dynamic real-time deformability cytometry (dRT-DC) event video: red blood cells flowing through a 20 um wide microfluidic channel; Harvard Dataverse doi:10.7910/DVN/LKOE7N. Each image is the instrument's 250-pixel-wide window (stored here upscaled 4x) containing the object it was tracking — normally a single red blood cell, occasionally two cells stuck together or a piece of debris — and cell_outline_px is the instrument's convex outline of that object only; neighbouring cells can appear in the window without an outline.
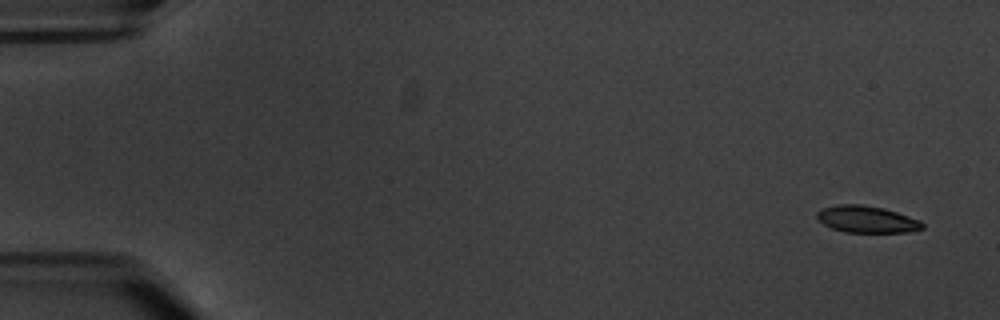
{"species": "common noctule bat (a hibernating species)", "species_latin": "Nyctalus noctula", "temperature_condition": "warm", "stored_images_in_passage": 9, "camera_frame_rate_fps": 3000, "um_per_image_px": 0.085, "animal": {"sex": "male", "body_mass_g": 20.1, "forearm_length_mm": 53.5}, "frame": {"image": 1, "passage_image": 1, "time_ms": 0.0, "image_size_px": [1000, 320], "cell_outline_px": [[924, 228], [908, 232], [844, 232], [832, 228], [816, 220], [816, 212], [824, 208], [836, 204], [860, 204], [884, 208], [920, 220], [924, 224]], "centroid_in_image_um": [73.65, 18.64], "position_along_channel_um": 11.4, "area_um2": 16.53}}
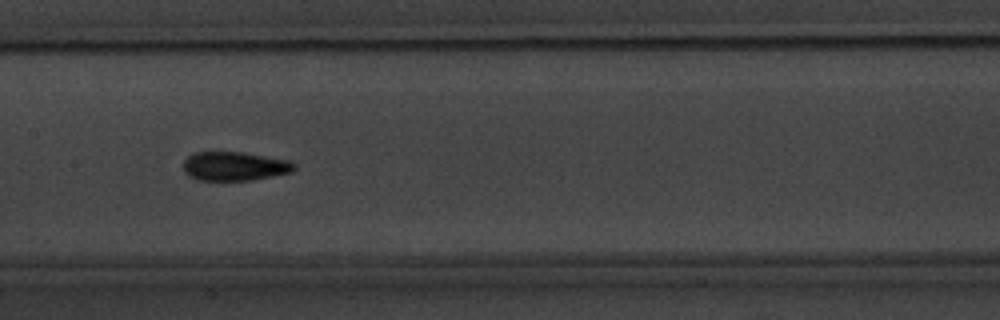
{"frame": {"image": 2, "passage_image": 9, "time_ms": 9.333, "image_size_px": [1000, 320], "cell_outline_px": [[296, 168], [292, 172], [252, 180], [196, 180], [188, 176], [184, 172], [184, 160], [188, 156], [196, 152], [244, 152], [288, 160], [296, 164]], "centroid_in_image_um": [19.94, 14.13], "position_along_channel_um": 187.5, "area_um2": 18.79}}